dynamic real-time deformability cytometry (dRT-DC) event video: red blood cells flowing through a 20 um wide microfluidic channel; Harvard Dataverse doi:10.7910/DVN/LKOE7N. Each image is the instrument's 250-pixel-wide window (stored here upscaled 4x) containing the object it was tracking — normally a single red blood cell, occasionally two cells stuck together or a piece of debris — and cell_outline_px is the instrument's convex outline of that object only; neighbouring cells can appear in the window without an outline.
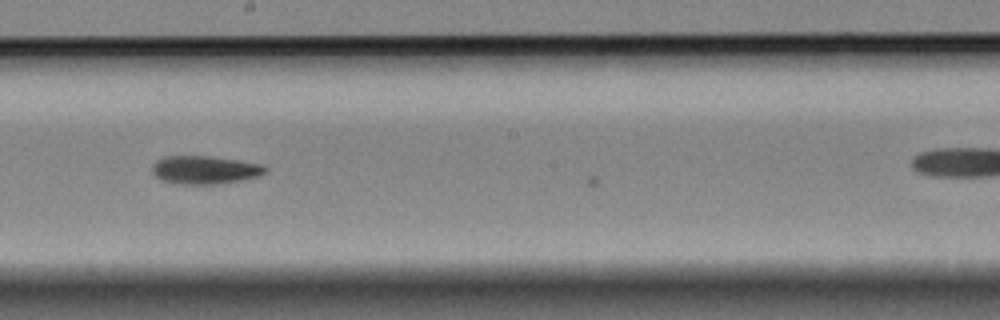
{"species": "Egyptian fruit bat (a non-hibernating species)", "species_latin": "Rousettus aegyptiacus", "temperature_condition": "cold", "stored_images_in_passage": 15, "camera_frame_rate_fps": 3000, "um_per_image_px": 0.085, "animal": {"sex": "female"}, "frame": {"image": 1, "passage_image": 14, "time_ms": 4.333, "image_size_px": [1000, 320], "cell_outline_px": [[264, 172], [256, 176], [216, 184], [184, 184], [164, 180], [156, 176], [152, 168], [152, 164], [156, 160], [164, 156], [208, 156], [236, 160], [256, 164], [264, 168]], "centroid_in_image_um": [17.3, 14.42], "position_along_channel_um": 230.9, "area_um2": 17.8}}